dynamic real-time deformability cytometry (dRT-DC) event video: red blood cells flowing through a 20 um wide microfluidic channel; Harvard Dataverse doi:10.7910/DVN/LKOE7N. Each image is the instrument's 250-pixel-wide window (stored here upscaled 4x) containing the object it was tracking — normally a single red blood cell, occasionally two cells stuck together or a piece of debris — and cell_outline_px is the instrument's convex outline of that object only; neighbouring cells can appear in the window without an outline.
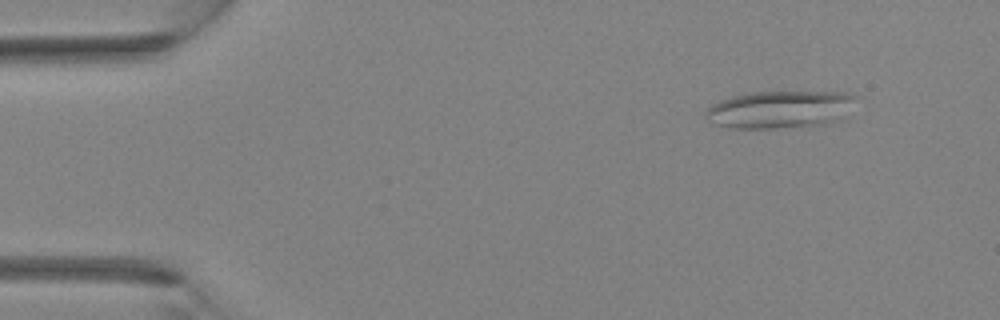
{"species": "Egyptian fruit bat (a non-hibernating species)", "species_latin": "Rousettus aegyptiacus", "temperature_condition": "room temperature", "stored_images_in_passage": 2, "camera_frame_rate_fps": 3000, "um_per_image_px": 0.085, "animal": {"sex": "female"}, "frame": {"image": 1, "passage_image": 1, "time_ms": 0.0, "image_size_px": [1000, 320], "cell_outline_px": [[860, 96], [844, 120], [820, 124], [776, 128], [732, 128], [716, 124], [708, 120], [704, 116], [704, 112], [712, 104], [720, 100], [732, 96], [752, 92], [844, 92]], "centroid_in_image_um": [66.36, 9.29], "position_along_channel_um": 18.6, "area_um2": 33.18}}